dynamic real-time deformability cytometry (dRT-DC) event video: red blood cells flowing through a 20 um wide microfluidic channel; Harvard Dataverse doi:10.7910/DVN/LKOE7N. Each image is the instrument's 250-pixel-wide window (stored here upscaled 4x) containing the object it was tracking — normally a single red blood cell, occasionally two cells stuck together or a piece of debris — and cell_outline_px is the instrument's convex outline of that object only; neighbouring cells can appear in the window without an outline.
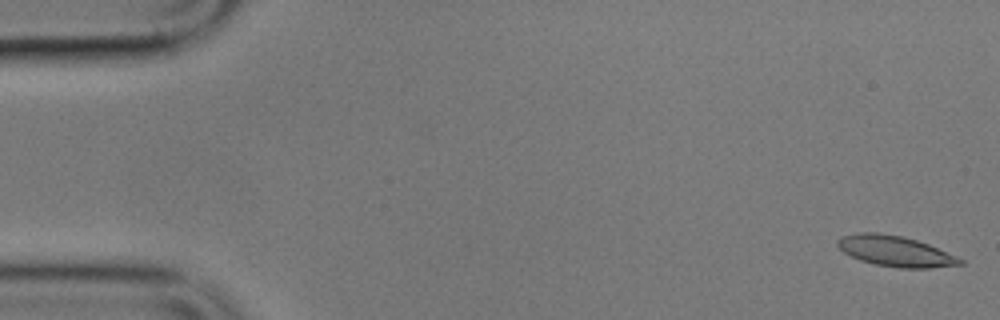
{"species": "common noctule bat (a hibernating species)", "species_latin": "Nyctalus noctula", "temperature_condition": "cold", "stored_images_in_passage": 41, "camera_frame_rate_fps": 3000, "um_per_image_px": 0.085, "animal": {"sex": "male", "body_mass_g": 17.9}, "frame": {"image": 1, "passage_image": 1, "time_ms": 0.0, "image_size_px": [1000, 320], "cell_outline_px": [[964, 264], [928, 268], [900, 268], [876, 264], [860, 260], [844, 252], [836, 244], [836, 240], [840, 236], [860, 232], [880, 232], [904, 236], [928, 244], [956, 256], [964, 260]], "centroid_in_image_um": [76.08, 21.33], "position_along_channel_um": 8.9, "area_um2": 21.85}}
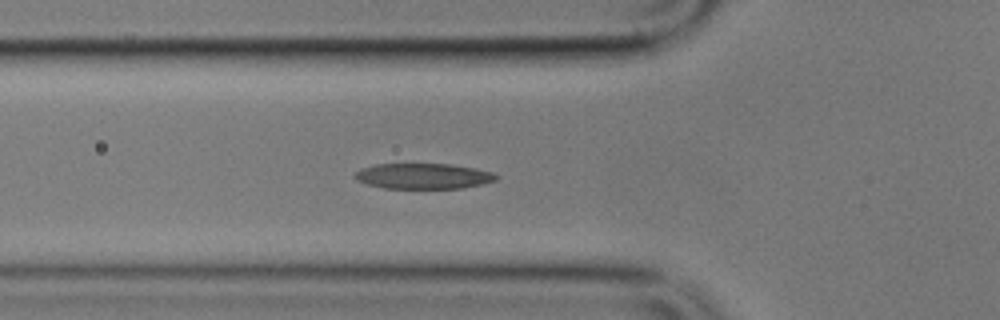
{"frame": {"image": 2, "passage_image": 19, "time_ms": 6.0, "image_size_px": [1000, 320], "cell_outline_px": [[500, 176], [496, 180], [464, 188], [384, 188], [368, 184], [356, 180], [352, 176], [360, 168], [376, 164], [452, 164], [476, 168], [492, 172]], "centroid_in_image_um": [35.97, 14.96], "position_along_channel_um": 89.8, "area_um2": 21.1}}
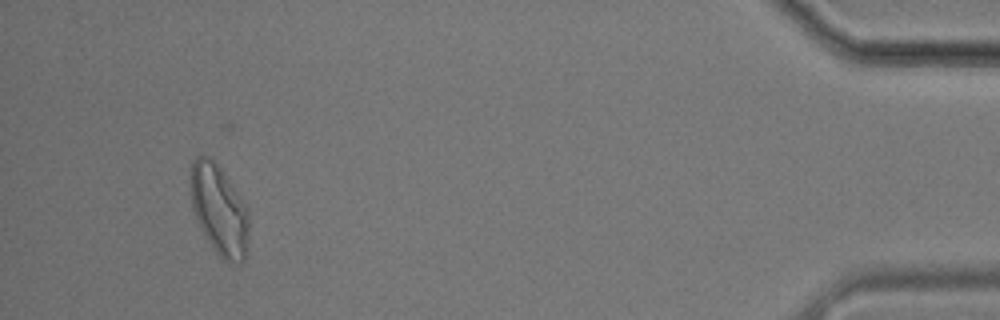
{"frame": {"image": 3, "passage_image": 41, "time_ms": 1684.0, "image_size_px": [1000, 320], "cell_outline_px": [[248, 232], [244, 260], [240, 264], [232, 264], [224, 260], [212, 248], [204, 236], [196, 220], [192, 208], [192, 160], [196, 156], [208, 156], [220, 168], [248, 208]], "centroid_in_image_um": [18.63, 17.9], "position_along_channel_um": 416.6, "area_um2": 30.29}, "authors_computed_cell_mechanics": {"area_um2": 21.5594, "velocity_mm_per_s": 3.4933, "shape_relaxation_time_tau1_ms": null, "shape_relaxation_time_tau2_ms": 2.1977, "deformation_change_tau1": null, "deformation_change_tau2": 0.0991}}